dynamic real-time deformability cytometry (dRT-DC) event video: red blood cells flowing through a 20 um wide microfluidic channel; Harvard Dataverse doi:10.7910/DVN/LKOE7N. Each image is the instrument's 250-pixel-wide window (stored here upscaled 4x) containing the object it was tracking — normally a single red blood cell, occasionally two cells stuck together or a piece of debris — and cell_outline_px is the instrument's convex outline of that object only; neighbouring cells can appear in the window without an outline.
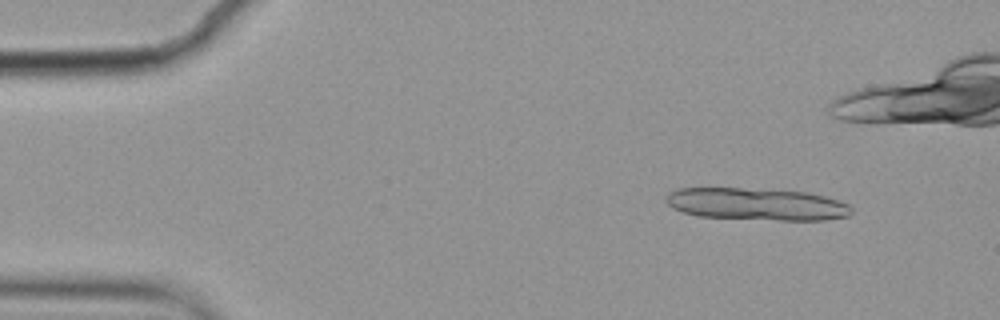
{"species": "common noctule bat (a hibernating species)", "species_latin": "Nyctalus noctula", "temperature_condition": "cold", "stored_images_in_passage": 6, "camera_frame_rate_fps": 3000, "um_per_image_px": 0.085, "animal": {"sex": "female", "body_mass_g": 19.9}, "frame": {"image": 1, "passage_image": 2, "time_ms": 0.333, "image_size_px": [1000, 320], "cell_outline_px": [[852, 212], [848, 216], [824, 220], [780, 220], [700, 216], [680, 212], [672, 208], [664, 200], [668, 192], [676, 188], [740, 188], [808, 192], [824, 196], [848, 204], [852, 208]], "centroid_in_image_um": [64.27, 17.35], "position_along_channel_um": 20.7, "area_um2": 34.8}}